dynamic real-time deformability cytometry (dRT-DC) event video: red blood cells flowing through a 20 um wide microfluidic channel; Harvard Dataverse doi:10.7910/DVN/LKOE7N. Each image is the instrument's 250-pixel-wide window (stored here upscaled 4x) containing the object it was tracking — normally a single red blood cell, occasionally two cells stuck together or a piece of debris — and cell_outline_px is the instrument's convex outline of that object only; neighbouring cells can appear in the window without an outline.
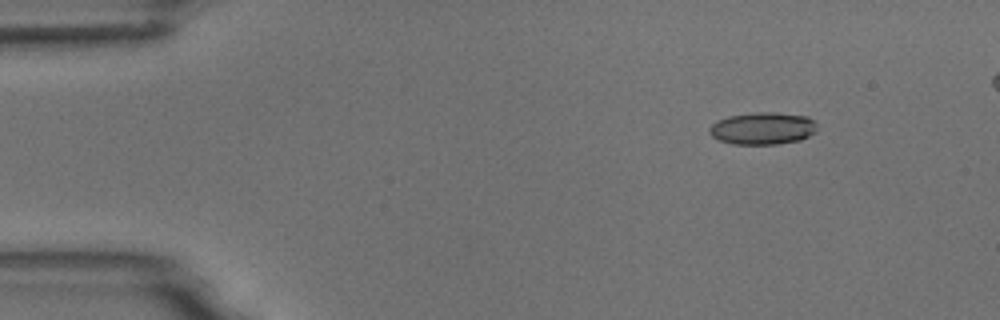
{"species": "common noctule bat (a hibernating species)", "species_latin": "Nyctalus noctula", "temperature_condition": "room temperature", "stored_images_in_passage": 4, "camera_frame_rate_fps": 3000, "um_per_image_px": 0.085, "animal": {"sex": "male", "body_mass_g": 18.8}, "frame": {"image": 1, "passage_image": 1, "time_ms": 0.0, "image_size_px": [1000, 320], "cell_outline_px": [[816, 132], [800, 140], [776, 144], [732, 144], [720, 140], [712, 136], [708, 132], [708, 128], [716, 120], [728, 116], [756, 112], [772, 112], [808, 116], [816, 124]], "centroid_in_image_um": [64.81, 10.91], "position_along_channel_um": 20.2, "area_um2": 20.29}}